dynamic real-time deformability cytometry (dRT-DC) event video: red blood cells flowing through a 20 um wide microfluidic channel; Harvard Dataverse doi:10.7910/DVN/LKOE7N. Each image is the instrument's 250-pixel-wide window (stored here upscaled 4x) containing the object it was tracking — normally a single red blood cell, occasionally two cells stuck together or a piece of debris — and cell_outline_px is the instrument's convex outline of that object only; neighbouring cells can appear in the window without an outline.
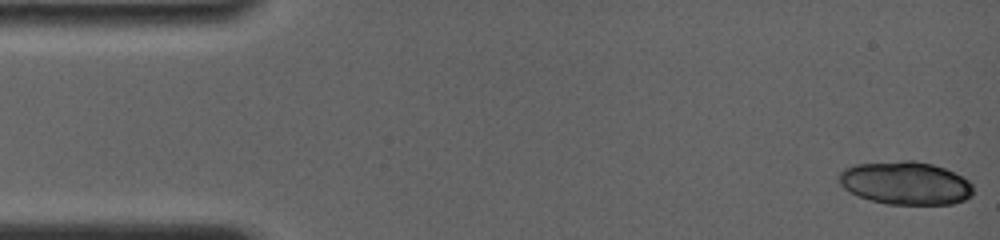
{"species": "common noctule bat (a hibernating species)", "species_latin": "Nyctalus noctula", "temperature_condition": "room temperature", "stored_images_in_passage": 9, "camera_frame_rate_fps": 4000, "um_per_image_px": 0.085, "animal": {"sex": "female", "body_mass_g": 19.0, "forearm_length_mm": 56.7}, "frame": {"image": 1, "passage_image": 1, "time_ms": 0.0, "image_size_px": [1000, 240], "cell_outline_px": [[972, 196], [964, 200], [952, 204], [888, 204], [868, 200], [856, 196], [848, 192], [840, 184], [840, 172], [844, 168], [856, 164], [904, 160], [916, 160], [932, 164], [944, 168], [968, 180], [972, 184]], "centroid_in_image_um": [76.94, 15.56], "position_along_channel_um": 8.1, "area_um2": 33.81}}